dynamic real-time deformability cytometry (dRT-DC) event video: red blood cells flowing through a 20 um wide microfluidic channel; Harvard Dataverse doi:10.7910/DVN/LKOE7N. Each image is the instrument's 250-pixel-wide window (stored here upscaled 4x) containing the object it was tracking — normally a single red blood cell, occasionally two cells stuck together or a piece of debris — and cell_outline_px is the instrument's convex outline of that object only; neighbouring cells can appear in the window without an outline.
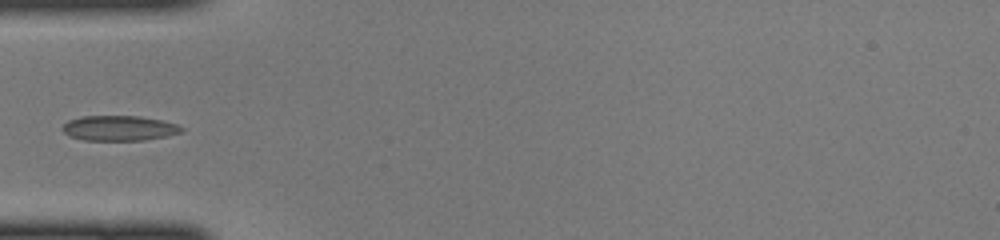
{"species": "common noctule bat (a hibernating species)", "species_latin": "Nyctalus noctula", "temperature_condition": "cold", "stored_images_in_passage": 27, "camera_frame_rate_fps": 3000, "um_per_image_px": 0.085, "animal": {"sex": "female", "body_mass_g": 22.0, "forearm_length_mm": 56.7}, "frame": {"image": 1, "passage_image": 1, "time_ms": 0.0, "image_size_px": [1000, 240], "cell_outline_px": [[184, 128], [180, 132], [164, 136], [144, 140], [84, 140], [68, 136], [60, 128], [68, 120], [80, 116], [140, 116], [160, 120], [176, 124]], "centroid_in_image_um": [10.06, 10.89], "position_along_channel_um": 74.9, "area_um2": 17.34}}
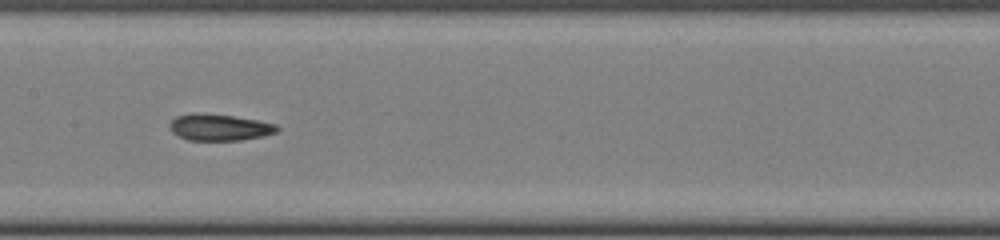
{"frame": {"image": 2, "passage_image": 9, "time_ms": 2.667, "image_size_px": [1000, 240], "cell_outline_px": [[280, 128], [276, 132], [264, 136], [240, 140], [188, 140], [172, 132], [168, 124], [176, 116], [192, 112], [196, 112], [232, 116], [260, 120], [276, 124]], "centroid_in_image_um": [18.65, 10.81], "position_along_channel_um": 188.7, "area_um2": 16.7}}
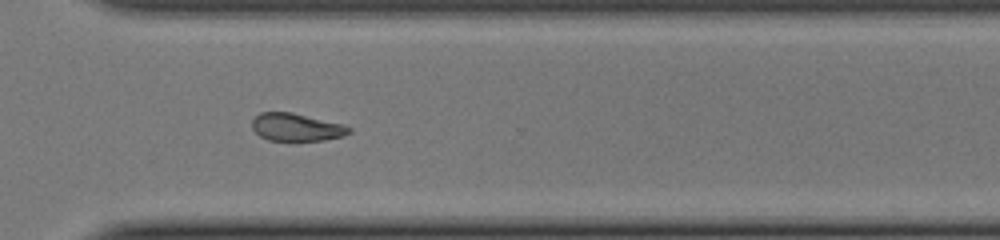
{"frame": {"image": 3, "passage_image": 20, "time_ms": 6.333, "image_size_px": [1000, 240], "cell_outline_px": [[352, 132], [344, 136], [324, 140], [292, 144], [268, 140], [260, 136], [252, 128], [252, 120], [260, 112], [292, 112], [344, 124], [352, 128]], "centroid_in_image_um": [25.22, 10.86], "position_along_channel_um": 345.4, "area_um2": 16.53}}